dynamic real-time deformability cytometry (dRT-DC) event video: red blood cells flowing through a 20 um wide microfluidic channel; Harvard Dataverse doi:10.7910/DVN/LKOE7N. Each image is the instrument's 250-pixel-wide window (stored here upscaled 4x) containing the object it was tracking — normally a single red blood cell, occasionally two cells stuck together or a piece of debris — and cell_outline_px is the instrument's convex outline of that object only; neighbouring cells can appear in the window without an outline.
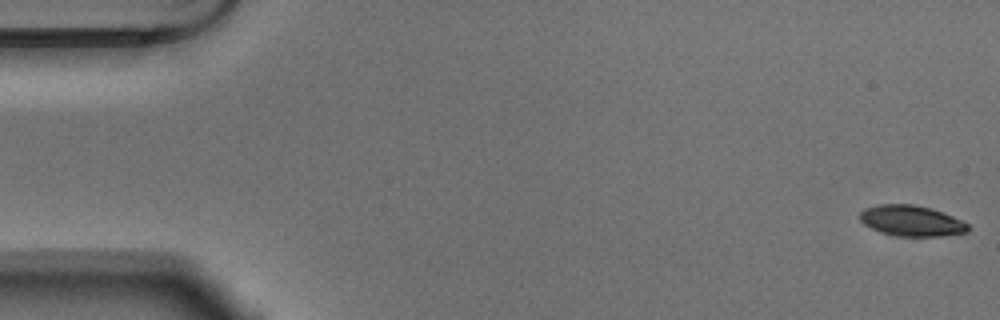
{"species": "Egyptian fruit bat (a non-hibernating species)", "species_latin": "Rousettus aegyptiacus", "temperature_condition": "warm", "stored_images_in_passage": 56, "segment_of_instrument_passage": [1, 2], "camera_frame_rate_fps": 3000, "um_per_image_px": 0.085, "animal": {"sex": "male"}, "frame": {"image": 1, "passage_image": 1, "time_ms": 0.0, "image_size_px": [1000, 320], "cell_outline_px": [[968, 232], [940, 236], [896, 236], [880, 232], [864, 224], [860, 220], [860, 212], [864, 208], [876, 204], [916, 204], [932, 208], [952, 216], [968, 224]], "centroid_in_image_um": [77.44, 18.75], "position_along_channel_um": 7.6, "area_um2": 19.42}}
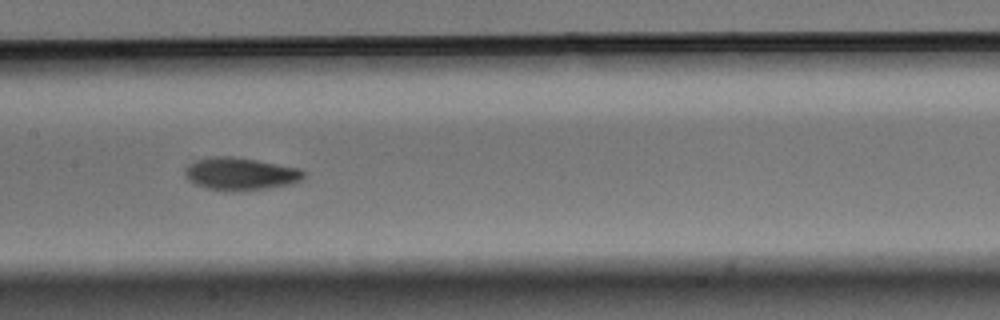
{"frame": {"image": 2, "passage_image": 27, "time_ms": 8.667, "image_size_px": [1000, 320], "cell_outline_px": [[304, 176], [300, 180], [288, 184], [264, 188], [208, 188], [196, 184], [188, 180], [184, 176], [184, 168], [188, 164], [196, 160], [212, 156], [232, 156], [256, 160], [300, 168], [304, 172]], "centroid_in_image_um": [20.39, 14.72], "position_along_channel_um": 187.0, "area_um2": 21.62}}
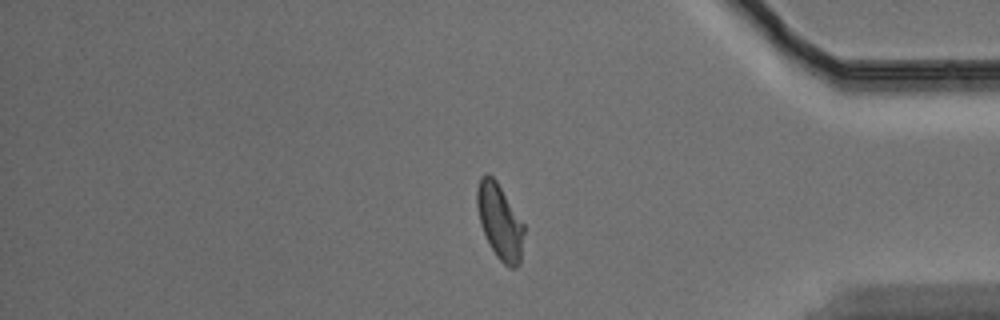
{"frame": {"image": 3, "passage_image": 46, "time_ms": 15.0, "image_size_px": [1000, 320], "cell_outline_px": [[524, 232], [520, 264], [516, 268], [508, 268], [496, 256], [480, 224], [476, 204], [476, 188], [480, 176], [484, 172], [488, 172], [496, 180], [524, 224]], "centroid_in_image_um": [42.47, 18.81], "position_along_channel_um": 392.7, "area_um2": 20.69}}